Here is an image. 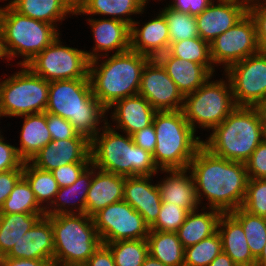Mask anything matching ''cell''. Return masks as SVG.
I'll return each mask as SVG.
<instances>
[{"instance_id":"25","label":"cell","mask_w":266,"mask_h":266,"mask_svg":"<svg viewBox=\"0 0 266 266\" xmlns=\"http://www.w3.org/2000/svg\"><path fill=\"white\" fill-rule=\"evenodd\" d=\"M156 59L165 68L168 76L175 82L184 97L195 92L214 76L202 64L176 58L168 51Z\"/></svg>"},{"instance_id":"53","label":"cell","mask_w":266,"mask_h":266,"mask_svg":"<svg viewBox=\"0 0 266 266\" xmlns=\"http://www.w3.org/2000/svg\"><path fill=\"white\" fill-rule=\"evenodd\" d=\"M208 266H237L223 251Z\"/></svg>"},{"instance_id":"35","label":"cell","mask_w":266,"mask_h":266,"mask_svg":"<svg viewBox=\"0 0 266 266\" xmlns=\"http://www.w3.org/2000/svg\"><path fill=\"white\" fill-rule=\"evenodd\" d=\"M23 176L29 182L38 204L47 210V206H51L53 199H55L59 191L58 183L52 173L40 170L29 161H25L23 162ZM45 202H47L46 206L43 205Z\"/></svg>"},{"instance_id":"45","label":"cell","mask_w":266,"mask_h":266,"mask_svg":"<svg viewBox=\"0 0 266 266\" xmlns=\"http://www.w3.org/2000/svg\"><path fill=\"white\" fill-rule=\"evenodd\" d=\"M91 163H71L50 171L59 188L71 186Z\"/></svg>"},{"instance_id":"43","label":"cell","mask_w":266,"mask_h":266,"mask_svg":"<svg viewBox=\"0 0 266 266\" xmlns=\"http://www.w3.org/2000/svg\"><path fill=\"white\" fill-rule=\"evenodd\" d=\"M47 128L52 136V140L87 138L79 134L68 120L50 113H47Z\"/></svg>"},{"instance_id":"33","label":"cell","mask_w":266,"mask_h":266,"mask_svg":"<svg viewBox=\"0 0 266 266\" xmlns=\"http://www.w3.org/2000/svg\"><path fill=\"white\" fill-rule=\"evenodd\" d=\"M45 214H0V253L6 256L14 244Z\"/></svg>"},{"instance_id":"52","label":"cell","mask_w":266,"mask_h":266,"mask_svg":"<svg viewBox=\"0 0 266 266\" xmlns=\"http://www.w3.org/2000/svg\"><path fill=\"white\" fill-rule=\"evenodd\" d=\"M4 266H54L49 260L20 259L3 256Z\"/></svg>"},{"instance_id":"5","label":"cell","mask_w":266,"mask_h":266,"mask_svg":"<svg viewBox=\"0 0 266 266\" xmlns=\"http://www.w3.org/2000/svg\"><path fill=\"white\" fill-rule=\"evenodd\" d=\"M265 138L258 109L237 106L202 144L218 157L245 163Z\"/></svg>"},{"instance_id":"32","label":"cell","mask_w":266,"mask_h":266,"mask_svg":"<svg viewBox=\"0 0 266 266\" xmlns=\"http://www.w3.org/2000/svg\"><path fill=\"white\" fill-rule=\"evenodd\" d=\"M9 5L22 15L53 26L68 14L75 15L63 0H11Z\"/></svg>"},{"instance_id":"3","label":"cell","mask_w":266,"mask_h":266,"mask_svg":"<svg viewBox=\"0 0 266 266\" xmlns=\"http://www.w3.org/2000/svg\"><path fill=\"white\" fill-rule=\"evenodd\" d=\"M150 58L131 49L98 63L90 61L89 79L93 95L108 110L122 98L138 94L142 72Z\"/></svg>"},{"instance_id":"19","label":"cell","mask_w":266,"mask_h":266,"mask_svg":"<svg viewBox=\"0 0 266 266\" xmlns=\"http://www.w3.org/2000/svg\"><path fill=\"white\" fill-rule=\"evenodd\" d=\"M5 257L53 262L54 238L51 220L47 216L41 217Z\"/></svg>"},{"instance_id":"61","label":"cell","mask_w":266,"mask_h":266,"mask_svg":"<svg viewBox=\"0 0 266 266\" xmlns=\"http://www.w3.org/2000/svg\"><path fill=\"white\" fill-rule=\"evenodd\" d=\"M0 266H4V261L3 260L0 262Z\"/></svg>"},{"instance_id":"13","label":"cell","mask_w":266,"mask_h":266,"mask_svg":"<svg viewBox=\"0 0 266 266\" xmlns=\"http://www.w3.org/2000/svg\"><path fill=\"white\" fill-rule=\"evenodd\" d=\"M236 106L256 107L266 100V51H260L226 71Z\"/></svg>"},{"instance_id":"49","label":"cell","mask_w":266,"mask_h":266,"mask_svg":"<svg viewBox=\"0 0 266 266\" xmlns=\"http://www.w3.org/2000/svg\"><path fill=\"white\" fill-rule=\"evenodd\" d=\"M22 176L23 170L0 172V208Z\"/></svg>"},{"instance_id":"36","label":"cell","mask_w":266,"mask_h":266,"mask_svg":"<svg viewBox=\"0 0 266 266\" xmlns=\"http://www.w3.org/2000/svg\"><path fill=\"white\" fill-rule=\"evenodd\" d=\"M230 213L241 223L251 253L257 259L266 243V218L250 214L241 207Z\"/></svg>"},{"instance_id":"51","label":"cell","mask_w":266,"mask_h":266,"mask_svg":"<svg viewBox=\"0 0 266 266\" xmlns=\"http://www.w3.org/2000/svg\"><path fill=\"white\" fill-rule=\"evenodd\" d=\"M83 266H116L110 248L101 244Z\"/></svg>"},{"instance_id":"30","label":"cell","mask_w":266,"mask_h":266,"mask_svg":"<svg viewBox=\"0 0 266 266\" xmlns=\"http://www.w3.org/2000/svg\"><path fill=\"white\" fill-rule=\"evenodd\" d=\"M147 242L151 257L167 266H184L185 248L177 233L149 230Z\"/></svg>"},{"instance_id":"1","label":"cell","mask_w":266,"mask_h":266,"mask_svg":"<svg viewBox=\"0 0 266 266\" xmlns=\"http://www.w3.org/2000/svg\"><path fill=\"white\" fill-rule=\"evenodd\" d=\"M188 169L193 175L200 204L202 197H206L208 207L222 213L242 206L249 179L245 163L218 157L202 145Z\"/></svg>"},{"instance_id":"41","label":"cell","mask_w":266,"mask_h":266,"mask_svg":"<svg viewBox=\"0 0 266 266\" xmlns=\"http://www.w3.org/2000/svg\"><path fill=\"white\" fill-rule=\"evenodd\" d=\"M241 208L250 214L266 218V179H248Z\"/></svg>"},{"instance_id":"22","label":"cell","mask_w":266,"mask_h":266,"mask_svg":"<svg viewBox=\"0 0 266 266\" xmlns=\"http://www.w3.org/2000/svg\"><path fill=\"white\" fill-rule=\"evenodd\" d=\"M112 107L114 111L111 118L117 123L114 129H122V132L128 135L150 126L157 112L148 100L139 94L118 100L107 111Z\"/></svg>"},{"instance_id":"18","label":"cell","mask_w":266,"mask_h":266,"mask_svg":"<svg viewBox=\"0 0 266 266\" xmlns=\"http://www.w3.org/2000/svg\"><path fill=\"white\" fill-rule=\"evenodd\" d=\"M91 19L89 25L93 32L95 47L92 52L86 51L89 60L106 57L110 51L116 50L115 54L123 53L130 50V26L116 19ZM104 52L102 55L99 52ZM109 51V52H108ZM98 52V53H97ZM107 52V53H106ZM102 55V56H101Z\"/></svg>"},{"instance_id":"40","label":"cell","mask_w":266,"mask_h":266,"mask_svg":"<svg viewBox=\"0 0 266 266\" xmlns=\"http://www.w3.org/2000/svg\"><path fill=\"white\" fill-rule=\"evenodd\" d=\"M222 252V241L218 232L185 248L184 266H208Z\"/></svg>"},{"instance_id":"14","label":"cell","mask_w":266,"mask_h":266,"mask_svg":"<svg viewBox=\"0 0 266 266\" xmlns=\"http://www.w3.org/2000/svg\"><path fill=\"white\" fill-rule=\"evenodd\" d=\"M214 64L224 65V71L241 60L261 51L253 18L247 13L234 26L217 36L210 44Z\"/></svg>"},{"instance_id":"23","label":"cell","mask_w":266,"mask_h":266,"mask_svg":"<svg viewBox=\"0 0 266 266\" xmlns=\"http://www.w3.org/2000/svg\"><path fill=\"white\" fill-rule=\"evenodd\" d=\"M169 173L163 182H159L162 203L177 204L188 212L198 210L200 204L193 175L186 169L160 170ZM189 171L188 174H186Z\"/></svg>"},{"instance_id":"42","label":"cell","mask_w":266,"mask_h":266,"mask_svg":"<svg viewBox=\"0 0 266 266\" xmlns=\"http://www.w3.org/2000/svg\"><path fill=\"white\" fill-rule=\"evenodd\" d=\"M188 213L177 204L162 203L157 220L149 228L150 230L177 233Z\"/></svg>"},{"instance_id":"48","label":"cell","mask_w":266,"mask_h":266,"mask_svg":"<svg viewBox=\"0 0 266 266\" xmlns=\"http://www.w3.org/2000/svg\"><path fill=\"white\" fill-rule=\"evenodd\" d=\"M214 0H173L168 5L173 10L197 16L201 14Z\"/></svg>"},{"instance_id":"47","label":"cell","mask_w":266,"mask_h":266,"mask_svg":"<svg viewBox=\"0 0 266 266\" xmlns=\"http://www.w3.org/2000/svg\"><path fill=\"white\" fill-rule=\"evenodd\" d=\"M23 162L17 153L16 147L4 142L0 131V172L23 170Z\"/></svg>"},{"instance_id":"29","label":"cell","mask_w":266,"mask_h":266,"mask_svg":"<svg viewBox=\"0 0 266 266\" xmlns=\"http://www.w3.org/2000/svg\"><path fill=\"white\" fill-rule=\"evenodd\" d=\"M210 212L191 211L188 213L184 223L177 231L182 246L187 248L195 245L217 232L218 221L221 211L209 208Z\"/></svg>"},{"instance_id":"37","label":"cell","mask_w":266,"mask_h":266,"mask_svg":"<svg viewBox=\"0 0 266 266\" xmlns=\"http://www.w3.org/2000/svg\"><path fill=\"white\" fill-rule=\"evenodd\" d=\"M168 52L176 58L202 64L212 74L215 72V65L213 66L210 58L209 43L200 37L171 43Z\"/></svg>"},{"instance_id":"17","label":"cell","mask_w":266,"mask_h":266,"mask_svg":"<svg viewBox=\"0 0 266 266\" xmlns=\"http://www.w3.org/2000/svg\"><path fill=\"white\" fill-rule=\"evenodd\" d=\"M214 1L196 17L198 35L209 44L234 26L248 13V6L238 0Z\"/></svg>"},{"instance_id":"8","label":"cell","mask_w":266,"mask_h":266,"mask_svg":"<svg viewBox=\"0 0 266 266\" xmlns=\"http://www.w3.org/2000/svg\"><path fill=\"white\" fill-rule=\"evenodd\" d=\"M0 29L9 60L24 57L20 66L27 65L60 34L57 26L22 15L9 4L0 7Z\"/></svg>"},{"instance_id":"15","label":"cell","mask_w":266,"mask_h":266,"mask_svg":"<svg viewBox=\"0 0 266 266\" xmlns=\"http://www.w3.org/2000/svg\"><path fill=\"white\" fill-rule=\"evenodd\" d=\"M138 94L147 99L156 111L183 109L185 97L156 58L145 64Z\"/></svg>"},{"instance_id":"12","label":"cell","mask_w":266,"mask_h":266,"mask_svg":"<svg viewBox=\"0 0 266 266\" xmlns=\"http://www.w3.org/2000/svg\"><path fill=\"white\" fill-rule=\"evenodd\" d=\"M102 244L119 240L147 239L149 226L126 201L108 205L92 216Z\"/></svg>"},{"instance_id":"26","label":"cell","mask_w":266,"mask_h":266,"mask_svg":"<svg viewBox=\"0 0 266 266\" xmlns=\"http://www.w3.org/2000/svg\"><path fill=\"white\" fill-rule=\"evenodd\" d=\"M217 232L222 241V251L226 253L237 266H255L256 259L246 241L241 223L231 214L222 213Z\"/></svg>"},{"instance_id":"54","label":"cell","mask_w":266,"mask_h":266,"mask_svg":"<svg viewBox=\"0 0 266 266\" xmlns=\"http://www.w3.org/2000/svg\"><path fill=\"white\" fill-rule=\"evenodd\" d=\"M256 108L258 109V112L260 114L263 132L266 137V100L259 103Z\"/></svg>"},{"instance_id":"11","label":"cell","mask_w":266,"mask_h":266,"mask_svg":"<svg viewBox=\"0 0 266 266\" xmlns=\"http://www.w3.org/2000/svg\"><path fill=\"white\" fill-rule=\"evenodd\" d=\"M59 36L27 63V67L48 82L89 79L90 60L86 51L62 45ZM61 42V43H60Z\"/></svg>"},{"instance_id":"28","label":"cell","mask_w":266,"mask_h":266,"mask_svg":"<svg viewBox=\"0 0 266 266\" xmlns=\"http://www.w3.org/2000/svg\"><path fill=\"white\" fill-rule=\"evenodd\" d=\"M24 123L20 135V148L16 147L19 157L29 161L51 140L52 136L47 128V113L23 115Z\"/></svg>"},{"instance_id":"55","label":"cell","mask_w":266,"mask_h":266,"mask_svg":"<svg viewBox=\"0 0 266 266\" xmlns=\"http://www.w3.org/2000/svg\"><path fill=\"white\" fill-rule=\"evenodd\" d=\"M63 1L74 13H77L84 6L86 2V0H63Z\"/></svg>"},{"instance_id":"20","label":"cell","mask_w":266,"mask_h":266,"mask_svg":"<svg viewBox=\"0 0 266 266\" xmlns=\"http://www.w3.org/2000/svg\"><path fill=\"white\" fill-rule=\"evenodd\" d=\"M150 178L152 176L126 177L123 198L142 215L144 222L149 227L157 220L162 205L158 185H153Z\"/></svg>"},{"instance_id":"7","label":"cell","mask_w":266,"mask_h":266,"mask_svg":"<svg viewBox=\"0 0 266 266\" xmlns=\"http://www.w3.org/2000/svg\"><path fill=\"white\" fill-rule=\"evenodd\" d=\"M47 217L53 228L54 265L83 266L102 244L92 217L86 214Z\"/></svg>"},{"instance_id":"4","label":"cell","mask_w":266,"mask_h":266,"mask_svg":"<svg viewBox=\"0 0 266 266\" xmlns=\"http://www.w3.org/2000/svg\"><path fill=\"white\" fill-rule=\"evenodd\" d=\"M102 129L90 140L91 163L97 169L125 177L158 173L153 154L135 145L131 135L122 136L108 122Z\"/></svg>"},{"instance_id":"56","label":"cell","mask_w":266,"mask_h":266,"mask_svg":"<svg viewBox=\"0 0 266 266\" xmlns=\"http://www.w3.org/2000/svg\"><path fill=\"white\" fill-rule=\"evenodd\" d=\"M142 266H167V265H164L161 261H159V260L151 257L150 255H148L145 258Z\"/></svg>"},{"instance_id":"59","label":"cell","mask_w":266,"mask_h":266,"mask_svg":"<svg viewBox=\"0 0 266 266\" xmlns=\"http://www.w3.org/2000/svg\"><path fill=\"white\" fill-rule=\"evenodd\" d=\"M238 1H240L242 3H245L247 6H249L251 4H254V3L259 2V1H262V0H238Z\"/></svg>"},{"instance_id":"46","label":"cell","mask_w":266,"mask_h":266,"mask_svg":"<svg viewBox=\"0 0 266 266\" xmlns=\"http://www.w3.org/2000/svg\"><path fill=\"white\" fill-rule=\"evenodd\" d=\"M262 2L249 5L248 13L255 22L259 47L261 51H266V0Z\"/></svg>"},{"instance_id":"2","label":"cell","mask_w":266,"mask_h":266,"mask_svg":"<svg viewBox=\"0 0 266 266\" xmlns=\"http://www.w3.org/2000/svg\"><path fill=\"white\" fill-rule=\"evenodd\" d=\"M45 112L68 120L79 134L89 140L100 133L102 128L97 127L100 122L104 121V125L108 122L105 118L108 111L93 95L90 79L49 82Z\"/></svg>"},{"instance_id":"31","label":"cell","mask_w":266,"mask_h":266,"mask_svg":"<svg viewBox=\"0 0 266 266\" xmlns=\"http://www.w3.org/2000/svg\"><path fill=\"white\" fill-rule=\"evenodd\" d=\"M146 3V0H86L84 6L75 14L110 15L112 19L122 21L131 27L134 21L129 16L144 12Z\"/></svg>"},{"instance_id":"10","label":"cell","mask_w":266,"mask_h":266,"mask_svg":"<svg viewBox=\"0 0 266 266\" xmlns=\"http://www.w3.org/2000/svg\"><path fill=\"white\" fill-rule=\"evenodd\" d=\"M230 80L209 79L195 92L185 96L183 113L196 132L199 128L214 129L236 108Z\"/></svg>"},{"instance_id":"58","label":"cell","mask_w":266,"mask_h":266,"mask_svg":"<svg viewBox=\"0 0 266 266\" xmlns=\"http://www.w3.org/2000/svg\"><path fill=\"white\" fill-rule=\"evenodd\" d=\"M6 57V59L9 60L6 49H5V45H4V41H3V36H2V32L0 29V59Z\"/></svg>"},{"instance_id":"9","label":"cell","mask_w":266,"mask_h":266,"mask_svg":"<svg viewBox=\"0 0 266 266\" xmlns=\"http://www.w3.org/2000/svg\"><path fill=\"white\" fill-rule=\"evenodd\" d=\"M0 82V117H20L44 113L48 103L49 82L26 65Z\"/></svg>"},{"instance_id":"24","label":"cell","mask_w":266,"mask_h":266,"mask_svg":"<svg viewBox=\"0 0 266 266\" xmlns=\"http://www.w3.org/2000/svg\"><path fill=\"white\" fill-rule=\"evenodd\" d=\"M125 178L100 169L97 172L94 166L93 179L86 197V215L92 217L108 205L122 201Z\"/></svg>"},{"instance_id":"21","label":"cell","mask_w":266,"mask_h":266,"mask_svg":"<svg viewBox=\"0 0 266 266\" xmlns=\"http://www.w3.org/2000/svg\"><path fill=\"white\" fill-rule=\"evenodd\" d=\"M134 21L130 28V49L148 56L150 59L164 54L170 47L169 29L164 15L160 12L155 19L137 28ZM137 25V26H136Z\"/></svg>"},{"instance_id":"50","label":"cell","mask_w":266,"mask_h":266,"mask_svg":"<svg viewBox=\"0 0 266 266\" xmlns=\"http://www.w3.org/2000/svg\"><path fill=\"white\" fill-rule=\"evenodd\" d=\"M131 136L135 145L152 154L154 153L156 146V132L153 123L150 126L144 127L133 133Z\"/></svg>"},{"instance_id":"38","label":"cell","mask_w":266,"mask_h":266,"mask_svg":"<svg viewBox=\"0 0 266 266\" xmlns=\"http://www.w3.org/2000/svg\"><path fill=\"white\" fill-rule=\"evenodd\" d=\"M106 245L116 266H142L149 255L147 239L119 240Z\"/></svg>"},{"instance_id":"60","label":"cell","mask_w":266,"mask_h":266,"mask_svg":"<svg viewBox=\"0 0 266 266\" xmlns=\"http://www.w3.org/2000/svg\"><path fill=\"white\" fill-rule=\"evenodd\" d=\"M3 260V255L0 253V262Z\"/></svg>"},{"instance_id":"57","label":"cell","mask_w":266,"mask_h":266,"mask_svg":"<svg viewBox=\"0 0 266 266\" xmlns=\"http://www.w3.org/2000/svg\"><path fill=\"white\" fill-rule=\"evenodd\" d=\"M255 266H266V243H265V247L263 248L262 253L256 259V265Z\"/></svg>"},{"instance_id":"34","label":"cell","mask_w":266,"mask_h":266,"mask_svg":"<svg viewBox=\"0 0 266 266\" xmlns=\"http://www.w3.org/2000/svg\"><path fill=\"white\" fill-rule=\"evenodd\" d=\"M12 213L45 214V209L38 204L34 192L24 176L19 179L0 208V214Z\"/></svg>"},{"instance_id":"16","label":"cell","mask_w":266,"mask_h":266,"mask_svg":"<svg viewBox=\"0 0 266 266\" xmlns=\"http://www.w3.org/2000/svg\"><path fill=\"white\" fill-rule=\"evenodd\" d=\"M29 162L44 171H52L71 163H91L90 140L88 138L51 140Z\"/></svg>"},{"instance_id":"6","label":"cell","mask_w":266,"mask_h":266,"mask_svg":"<svg viewBox=\"0 0 266 266\" xmlns=\"http://www.w3.org/2000/svg\"><path fill=\"white\" fill-rule=\"evenodd\" d=\"M156 146L153 159L159 170L186 169L203 145L182 110L157 111L153 118Z\"/></svg>"},{"instance_id":"44","label":"cell","mask_w":266,"mask_h":266,"mask_svg":"<svg viewBox=\"0 0 266 266\" xmlns=\"http://www.w3.org/2000/svg\"><path fill=\"white\" fill-rule=\"evenodd\" d=\"M249 179H266V138L245 162Z\"/></svg>"},{"instance_id":"27","label":"cell","mask_w":266,"mask_h":266,"mask_svg":"<svg viewBox=\"0 0 266 266\" xmlns=\"http://www.w3.org/2000/svg\"><path fill=\"white\" fill-rule=\"evenodd\" d=\"M93 174H94V165L91 163V165H89L81 173V175L79 176V178L75 183H73L71 186L59 188V191L57 192L55 197L56 200H53L51 207L50 206L47 207L48 210H45V216H55L58 214H65V213L86 214V197L89 192L91 181L93 179ZM77 197H79V200ZM71 200H78V201L75 202L72 201L73 203H71ZM76 203L78 204L77 206L78 208L75 206L77 205ZM70 205L74 207L73 208L71 207V209L67 208Z\"/></svg>"},{"instance_id":"39","label":"cell","mask_w":266,"mask_h":266,"mask_svg":"<svg viewBox=\"0 0 266 266\" xmlns=\"http://www.w3.org/2000/svg\"><path fill=\"white\" fill-rule=\"evenodd\" d=\"M161 13L167 21L170 44L199 37L196 17L194 15L179 12L170 7H165Z\"/></svg>"}]
</instances>
